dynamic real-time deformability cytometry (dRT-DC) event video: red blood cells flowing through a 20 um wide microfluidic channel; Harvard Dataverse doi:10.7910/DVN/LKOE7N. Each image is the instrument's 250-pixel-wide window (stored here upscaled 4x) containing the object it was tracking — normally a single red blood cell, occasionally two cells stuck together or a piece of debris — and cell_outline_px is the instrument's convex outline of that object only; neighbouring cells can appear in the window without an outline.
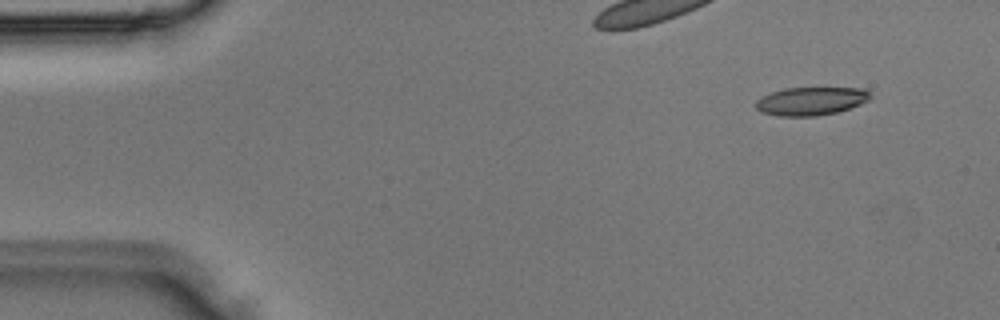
{"species": "Egyptian fruit bat (a non-hibernating species)", "species_latin": "Rousettus aegyptiacus", "temperature_condition": "room temperature", "stored_images_in_passage": 4, "segment_of_instrument_passage": [2, 2], "camera_frame_rate_fps": 3000, "um_per_image_px": 0.085, "animal": {"sex": "male"}, "frame": {"image": 1, "passage_image": 4, "time_ms": 1.0, "image_size_px": [1000, 320], "cell_outline_px": [[872, 96], [868, 100], [860, 104], [836, 112], [816, 116], [780, 116], [764, 112], [756, 108], [756, 100], [772, 92], [784, 88], [864, 88], [872, 92]], "centroid_in_image_um": [68.97, 8.58], "position_along_channel_um": 16.0, "area_um2": 18.67}}